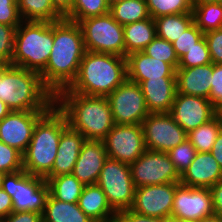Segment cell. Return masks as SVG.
I'll use <instances>...</instances> for the list:
<instances>
[{
  "label": "cell",
  "instance_id": "obj_1",
  "mask_svg": "<svg viewBox=\"0 0 222 222\" xmlns=\"http://www.w3.org/2000/svg\"><path fill=\"white\" fill-rule=\"evenodd\" d=\"M86 52L83 34L78 23L67 19L53 22V47L40 73L43 84L56 95L76 79Z\"/></svg>",
  "mask_w": 222,
  "mask_h": 222
},
{
  "label": "cell",
  "instance_id": "obj_2",
  "mask_svg": "<svg viewBox=\"0 0 222 222\" xmlns=\"http://www.w3.org/2000/svg\"><path fill=\"white\" fill-rule=\"evenodd\" d=\"M54 104L65 115L68 126L86 140L102 141L115 125L106 96L84 95L65 88L55 95Z\"/></svg>",
  "mask_w": 222,
  "mask_h": 222
},
{
  "label": "cell",
  "instance_id": "obj_3",
  "mask_svg": "<svg viewBox=\"0 0 222 222\" xmlns=\"http://www.w3.org/2000/svg\"><path fill=\"white\" fill-rule=\"evenodd\" d=\"M127 79V60L114 54L86 51L70 92L108 96Z\"/></svg>",
  "mask_w": 222,
  "mask_h": 222
},
{
  "label": "cell",
  "instance_id": "obj_4",
  "mask_svg": "<svg viewBox=\"0 0 222 222\" xmlns=\"http://www.w3.org/2000/svg\"><path fill=\"white\" fill-rule=\"evenodd\" d=\"M0 100L11 111H48L55 95L39 73L9 64L0 75Z\"/></svg>",
  "mask_w": 222,
  "mask_h": 222
},
{
  "label": "cell",
  "instance_id": "obj_5",
  "mask_svg": "<svg viewBox=\"0 0 222 222\" xmlns=\"http://www.w3.org/2000/svg\"><path fill=\"white\" fill-rule=\"evenodd\" d=\"M68 127L65 115L55 104L37 121L27 150L23 170L45 178L56 158L61 133Z\"/></svg>",
  "mask_w": 222,
  "mask_h": 222
},
{
  "label": "cell",
  "instance_id": "obj_6",
  "mask_svg": "<svg viewBox=\"0 0 222 222\" xmlns=\"http://www.w3.org/2000/svg\"><path fill=\"white\" fill-rule=\"evenodd\" d=\"M53 47V22L22 21L16 28L13 66L41 73Z\"/></svg>",
  "mask_w": 222,
  "mask_h": 222
},
{
  "label": "cell",
  "instance_id": "obj_7",
  "mask_svg": "<svg viewBox=\"0 0 222 222\" xmlns=\"http://www.w3.org/2000/svg\"><path fill=\"white\" fill-rule=\"evenodd\" d=\"M2 189L11 197L13 211H33L42 214L49 196V187L43 177L20 170L4 174Z\"/></svg>",
  "mask_w": 222,
  "mask_h": 222
},
{
  "label": "cell",
  "instance_id": "obj_8",
  "mask_svg": "<svg viewBox=\"0 0 222 222\" xmlns=\"http://www.w3.org/2000/svg\"><path fill=\"white\" fill-rule=\"evenodd\" d=\"M86 51L125 57L124 29L110 12L78 22Z\"/></svg>",
  "mask_w": 222,
  "mask_h": 222
},
{
  "label": "cell",
  "instance_id": "obj_9",
  "mask_svg": "<svg viewBox=\"0 0 222 222\" xmlns=\"http://www.w3.org/2000/svg\"><path fill=\"white\" fill-rule=\"evenodd\" d=\"M96 184L105 193L109 205L117 214L132 208L136 186L128 164L107 158Z\"/></svg>",
  "mask_w": 222,
  "mask_h": 222
},
{
  "label": "cell",
  "instance_id": "obj_10",
  "mask_svg": "<svg viewBox=\"0 0 222 222\" xmlns=\"http://www.w3.org/2000/svg\"><path fill=\"white\" fill-rule=\"evenodd\" d=\"M107 99L116 125H141L149 115L140 85L128 79L109 94Z\"/></svg>",
  "mask_w": 222,
  "mask_h": 222
},
{
  "label": "cell",
  "instance_id": "obj_11",
  "mask_svg": "<svg viewBox=\"0 0 222 222\" xmlns=\"http://www.w3.org/2000/svg\"><path fill=\"white\" fill-rule=\"evenodd\" d=\"M129 166L131 178L136 188L180 182V175L167 152L146 150Z\"/></svg>",
  "mask_w": 222,
  "mask_h": 222
},
{
  "label": "cell",
  "instance_id": "obj_12",
  "mask_svg": "<svg viewBox=\"0 0 222 222\" xmlns=\"http://www.w3.org/2000/svg\"><path fill=\"white\" fill-rule=\"evenodd\" d=\"M142 128L146 150L168 152L187 139V132L168 113H149Z\"/></svg>",
  "mask_w": 222,
  "mask_h": 222
},
{
  "label": "cell",
  "instance_id": "obj_13",
  "mask_svg": "<svg viewBox=\"0 0 222 222\" xmlns=\"http://www.w3.org/2000/svg\"><path fill=\"white\" fill-rule=\"evenodd\" d=\"M108 158L131 165L145 151L142 125H114L102 140Z\"/></svg>",
  "mask_w": 222,
  "mask_h": 222
},
{
  "label": "cell",
  "instance_id": "obj_14",
  "mask_svg": "<svg viewBox=\"0 0 222 222\" xmlns=\"http://www.w3.org/2000/svg\"><path fill=\"white\" fill-rule=\"evenodd\" d=\"M212 215H215V212L209 188L189 187L182 184L176 187L171 217L199 221Z\"/></svg>",
  "mask_w": 222,
  "mask_h": 222
},
{
  "label": "cell",
  "instance_id": "obj_15",
  "mask_svg": "<svg viewBox=\"0 0 222 222\" xmlns=\"http://www.w3.org/2000/svg\"><path fill=\"white\" fill-rule=\"evenodd\" d=\"M180 182L137 187L132 211L150 217H171L176 187Z\"/></svg>",
  "mask_w": 222,
  "mask_h": 222
},
{
  "label": "cell",
  "instance_id": "obj_16",
  "mask_svg": "<svg viewBox=\"0 0 222 222\" xmlns=\"http://www.w3.org/2000/svg\"><path fill=\"white\" fill-rule=\"evenodd\" d=\"M46 112L11 111L0 121V141L24 154L37 121Z\"/></svg>",
  "mask_w": 222,
  "mask_h": 222
},
{
  "label": "cell",
  "instance_id": "obj_17",
  "mask_svg": "<svg viewBox=\"0 0 222 222\" xmlns=\"http://www.w3.org/2000/svg\"><path fill=\"white\" fill-rule=\"evenodd\" d=\"M169 113L189 133L212 120L215 117V108L209 99L176 92Z\"/></svg>",
  "mask_w": 222,
  "mask_h": 222
},
{
  "label": "cell",
  "instance_id": "obj_18",
  "mask_svg": "<svg viewBox=\"0 0 222 222\" xmlns=\"http://www.w3.org/2000/svg\"><path fill=\"white\" fill-rule=\"evenodd\" d=\"M107 158L102 141L86 140L81 147L72 174L84 185H94Z\"/></svg>",
  "mask_w": 222,
  "mask_h": 222
},
{
  "label": "cell",
  "instance_id": "obj_19",
  "mask_svg": "<svg viewBox=\"0 0 222 222\" xmlns=\"http://www.w3.org/2000/svg\"><path fill=\"white\" fill-rule=\"evenodd\" d=\"M222 180V168L211 152H197L190 166L180 175V184L210 188Z\"/></svg>",
  "mask_w": 222,
  "mask_h": 222
},
{
  "label": "cell",
  "instance_id": "obj_20",
  "mask_svg": "<svg viewBox=\"0 0 222 222\" xmlns=\"http://www.w3.org/2000/svg\"><path fill=\"white\" fill-rule=\"evenodd\" d=\"M127 79L140 84L147 79L176 77V70L168 63L148 56L143 51L134 52L126 57Z\"/></svg>",
  "mask_w": 222,
  "mask_h": 222
},
{
  "label": "cell",
  "instance_id": "obj_21",
  "mask_svg": "<svg viewBox=\"0 0 222 222\" xmlns=\"http://www.w3.org/2000/svg\"><path fill=\"white\" fill-rule=\"evenodd\" d=\"M149 113H168L177 92L176 77L147 79L140 84Z\"/></svg>",
  "mask_w": 222,
  "mask_h": 222
},
{
  "label": "cell",
  "instance_id": "obj_22",
  "mask_svg": "<svg viewBox=\"0 0 222 222\" xmlns=\"http://www.w3.org/2000/svg\"><path fill=\"white\" fill-rule=\"evenodd\" d=\"M213 63L176 69L177 93L209 99Z\"/></svg>",
  "mask_w": 222,
  "mask_h": 222
},
{
  "label": "cell",
  "instance_id": "obj_23",
  "mask_svg": "<svg viewBox=\"0 0 222 222\" xmlns=\"http://www.w3.org/2000/svg\"><path fill=\"white\" fill-rule=\"evenodd\" d=\"M85 137L69 126L61 133L52 171L46 177L71 174L80 154Z\"/></svg>",
  "mask_w": 222,
  "mask_h": 222
},
{
  "label": "cell",
  "instance_id": "obj_24",
  "mask_svg": "<svg viewBox=\"0 0 222 222\" xmlns=\"http://www.w3.org/2000/svg\"><path fill=\"white\" fill-rule=\"evenodd\" d=\"M78 205L94 222L117 221V213L111 208L105 193L97 184L84 186Z\"/></svg>",
  "mask_w": 222,
  "mask_h": 222
},
{
  "label": "cell",
  "instance_id": "obj_25",
  "mask_svg": "<svg viewBox=\"0 0 222 222\" xmlns=\"http://www.w3.org/2000/svg\"><path fill=\"white\" fill-rule=\"evenodd\" d=\"M123 29L125 58L131 53L143 51L157 36L155 20L152 17L124 25Z\"/></svg>",
  "mask_w": 222,
  "mask_h": 222
},
{
  "label": "cell",
  "instance_id": "obj_26",
  "mask_svg": "<svg viewBox=\"0 0 222 222\" xmlns=\"http://www.w3.org/2000/svg\"><path fill=\"white\" fill-rule=\"evenodd\" d=\"M42 222H94L79 207L78 203L62 202L50 194L47 198Z\"/></svg>",
  "mask_w": 222,
  "mask_h": 222
},
{
  "label": "cell",
  "instance_id": "obj_27",
  "mask_svg": "<svg viewBox=\"0 0 222 222\" xmlns=\"http://www.w3.org/2000/svg\"><path fill=\"white\" fill-rule=\"evenodd\" d=\"M49 187V194L62 202L78 203L84 189L81 183L72 173L44 178Z\"/></svg>",
  "mask_w": 222,
  "mask_h": 222
},
{
  "label": "cell",
  "instance_id": "obj_28",
  "mask_svg": "<svg viewBox=\"0 0 222 222\" xmlns=\"http://www.w3.org/2000/svg\"><path fill=\"white\" fill-rule=\"evenodd\" d=\"M22 21L57 22L64 17L54 8L51 0H17Z\"/></svg>",
  "mask_w": 222,
  "mask_h": 222
},
{
  "label": "cell",
  "instance_id": "obj_29",
  "mask_svg": "<svg viewBox=\"0 0 222 222\" xmlns=\"http://www.w3.org/2000/svg\"><path fill=\"white\" fill-rule=\"evenodd\" d=\"M157 37L171 44L193 23L192 13L171 14L155 18Z\"/></svg>",
  "mask_w": 222,
  "mask_h": 222
},
{
  "label": "cell",
  "instance_id": "obj_30",
  "mask_svg": "<svg viewBox=\"0 0 222 222\" xmlns=\"http://www.w3.org/2000/svg\"><path fill=\"white\" fill-rule=\"evenodd\" d=\"M110 13L122 26L151 17L145 0H124L112 5Z\"/></svg>",
  "mask_w": 222,
  "mask_h": 222
},
{
  "label": "cell",
  "instance_id": "obj_31",
  "mask_svg": "<svg viewBox=\"0 0 222 222\" xmlns=\"http://www.w3.org/2000/svg\"><path fill=\"white\" fill-rule=\"evenodd\" d=\"M192 14L195 25L203 33L222 28V2L195 6Z\"/></svg>",
  "mask_w": 222,
  "mask_h": 222
},
{
  "label": "cell",
  "instance_id": "obj_32",
  "mask_svg": "<svg viewBox=\"0 0 222 222\" xmlns=\"http://www.w3.org/2000/svg\"><path fill=\"white\" fill-rule=\"evenodd\" d=\"M222 130L218 119L214 117L209 122L187 133V139L197 152H211L213 144Z\"/></svg>",
  "mask_w": 222,
  "mask_h": 222
},
{
  "label": "cell",
  "instance_id": "obj_33",
  "mask_svg": "<svg viewBox=\"0 0 222 222\" xmlns=\"http://www.w3.org/2000/svg\"><path fill=\"white\" fill-rule=\"evenodd\" d=\"M108 12H110V7L106 0H73L71 12L65 19L78 23Z\"/></svg>",
  "mask_w": 222,
  "mask_h": 222
},
{
  "label": "cell",
  "instance_id": "obj_34",
  "mask_svg": "<svg viewBox=\"0 0 222 222\" xmlns=\"http://www.w3.org/2000/svg\"><path fill=\"white\" fill-rule=\"evenodd\" d=\"M150 16L155 19L165 15L192 13L191 0H145Z\"/></svg>",
  "mask_w": 222,
  "mask_h": 222
},
{
  "label": "cell",
  "instance_id": "obj_35",
  "mask_svg": "<svg viewBox=\"0 0 222 222\" xmlns=\"http://www.w3.org/2000/svg\"><path fill=\"white\" fill-rule=\"evenodd\" d=\"M148 56L170 64L175 70L179 64V58L173 48V45L159 37H155L143 50Z\"/></svg>",
  "mask_w": 222,
  "mask_h": 222
},
{
  "label": "cell",
  "instance_id": "obj_36",
  "mask_svg": "<svg viewBox=\"0 0 222 222\" xmlns=\"http://www.w3.org/2000/svg\"><path fill=\"white\" fill-rule=\"evenodd\" d=\"M210 63L212 62L208 46L205 37H203L195 44L193 48H191L179 59V64L177 68H192L207 65Z\"/></svg>",
  "mask_w": 222,
  "mask_h": 222
},
{
  "label": "cell",
  "instance_id": "obj_37",
  "mask_svg": "<svg viewBox=\"0 0 222 222\" xmlns=\"http://www.w3.org/2000/svg\"><path fill=\"white\" fill-rule=\"evenodd\" d=\"M196 153L195 147L188 139L167 152L179 175L190 166Z\"/></svg>",
  "mask_w": 222,
  "mask_h": 222
},
{
  "label": "cell",
  "instance_id": "obj_38",
  "mask_svg": "<svg viewBox=\"0 0 222 222\" xmlns=\"http://www.w3.org/2000/svg\"><path fill=\"white\" fill-rule=\"evenodd\" d=\"M23 170V154L0 141V172L14 173Z\"/></svg>",
  "mask_w": 222,
  "mask_h": 222
},
{
  "label": "cell",
  "instance_id": "obj_39",
  "mask_svg": "<svg viewBox=\"0 0 222 222\" xmlns=\"http://www.w3.org/2000/svg\"><path fill=\"white\" fill-rule=\"evenodd\" d=\"M203 37L204 33L193 23L172 43L178 58L186 54Z\"/></svg>",
  "mask_w": 222,
  "mask_h": 222
},
{
  "label": "cell",
  "instance_id": "obj_40",
  "mask_svg": "<svg viewBox=\"0 0 222 222\" xmlns=\"http://www.w3.org/2000/svg\"><path fill=\"white\" fill-rule=\"evenodd\" d=\"M18 26L0 24V57L11 64L14 53V37Z\"/></svg>",
  "mask_w": 222,
  "mask_h": 222
},
{
  "label": "cell",
  "instance_id": "obj_41",
  "mask_svg": "<svg viewBox=\"0 0 222 222\" xmlns=\"http://www.w3.org/2000/svg\"><path fill=\"white\" fill-rule=\"evenodd\" d=\"M21 22L17 0H0V24L19 26Z\"/></svg>",
  "mask_w": 222,
  "mask_h": 222
},
{
  "label": "cell",
  "instance_id": "obj_42",
  "mask_svg": "<svg viewBox=\"0 0 222 222\" xmlns=\"http://www.w3.org/2000/svg\"><path fill=\"white\" fill-rule=\"evenodd\" d=\"M211 62L222 64V28L204 33Z\"/></svg>",
  "mask_w": 222,
  "mask_h": 222
},
{
  "label": "cell",
  "instance_id": "obj_43",
  "mask_svg": "<svg viewBox=\"0 0 222 222\" xmlns=\"http://www.w3.org/2000/svg\"><path fill=\"white\" fill-rule=\"evenodd\" d=\"M209 100L214 108L222 105V64H213Z\"/></svg>",
  "mask_w": 222,
  "mask_h": 222
},
{
  "label": "cell",
  "instance_id": "obj_44",
  "mask_svg": "<svg viewBox=\"0 0 222 222\" xmlns=\"http://www.w3.org/2000/svg\"><path fill=\"white\" fill-rule=\"evenodd\" d=\"M117 222H164V218L145 216L127 209L117 214Z\"/></svg>",
  "mask_w": 222,
  "mask_h": 222
},
{
  "label": "cell",
  "instance_id": "obj_45",
  "mask_svg": "<svg viewBox=\"0 0 222 222\" xmlns=\"http://www.w3.org/2000/svg\"><path fill=\"white\" fill-rule=\"evenodd\" d=\"M4 222H42V214L33 211H12L3 219Z\"/></svg>",
  "mask_w": 222,
  "mask_h": 222
},
{
  "label": "cell",
  "instance_id": "obj_46",
  "mask_svg": "<svg viewBox=\"0 0 222 222\" xmlns=\"http://www.w3.org/2000/svg\"><path fill=\"white\" fill-rule=\"evenodd\" d=\"M212 196L215 215L222 218V180L209 188Z\"/></svg>",
  "mask_w": 222,
  "mask_h": 222
},
{
  "label": "cell",
  "instance_id": "obj_47",
  "mask_svg": "<svg viewBox=\"0 0 222 222\" xmlns=\"http://www.w3.org/2000/svg\"><path fill=\"white\" fill-rule=\"evenodd\" d=\"M13 211L11 197L1 188L0 189V219H4Z\"/></svg>",
  "mask_w": 222,
  "mask_h": 222
},
{
  "label": "cell",
  "instance_id": "obj_48",
  "mask_svg": "<svg viewBox=\"0 0 222 222\" xmlns=\"http://www.w3.org/2000/svg\"><path fill=\"white\" fill-rule=\"evenodd\" d=\"M51 2L64 18L71 12L73 0H51Z\"/></svg>",
  "mask_w": 222,
  "mask_h": 222
},
{
  "label": "cell",
  "instance_id": "obj_49",
  "mask_svg": "<svg viewBox=\"0 0 222 222\" xmlns=\"http://www.w3.org/2000/svg\"><path fill=\"white\" fill-rule=\"evenodd\" d=\"M211 153L222 168V130L219 132L213 144Z\"/></svg>",
  "mask_w": 222,
  "mask_h": 222
},
{
  "label": "cell",
  "instance_id": "obj_50",
  "mask_svg": "<svg viewBox=\"0 0 222 222\" xmlns=\"http://www.w3.org/2000/svg\"><path fill=\"white\" fill-rule=\"evenodd\" d=\"M11 112V110L9 109V107L0 100V121L9 113Z\"/></svg>",
  "mask_w": 222,
  "mask_h": 222
},
{
  "label": "cell",
  "instance_id": "obj_51",
  "mask_svg": "<svg viewBox=\"0 0 222 222\" xmlns=\"http://www.w3.org/2000/svg\"><path fill=\"white\" fill-rule=\"evenodd\" d=\"M222 0H191L192 8L199 5H204L208 3H220Z\"/></svg>",
  "mask_w": 222,
  "mask_h": 222
},
{
  "label": "cell",
  "instance_id": "obj_52",
  "mask_svg": "<svg viewBox=\"0 0 222 222\" xmlns=\"http://www.w3.org/2000/svg\"><path fill=\"white\" fill-rule=\"evenodd\" d=\"M199 222H222V218L218 215H212L202 220H199Z\"/></svg>",
  "mask_w": 222,
  "mask_h": 222
},
{
  "label": "cell",
  "instance_id": "obj_53",
  "mask_svg": "<svg viewBox=\"0 0 222 222\" xmlns=\"http://www.w3.org/2000/svg\"><path fill=\"white\" fill-rule=\"evenodd\" d=\"M215 117L218 119L220 127L222 128V105L215 108Z\"/></svg>",
  "mask_w": 222,
  "mask_h": 222
},
{
  "label": "cell",
  "instance_id": "obj_54",
  "mask_svg": "<svg viewBox=\"0 0 222 222\" xmlns=\"http://www.w3.org/2000/svg\"><path fill=\"white\" fill-rule=\"evenodd\" d=\"M9 63L0 57V75L8 67Z\"/></svg>",
  "mask_w": 222,
  "mask_h": 222
},
{
  "label": "cell",
  "instance_id": "obj_55",
  "mask_svg": "<svg viewBox=\"0 0 222 222\" xmlns=\"http://www.w3.org/2000/svg\"><path fill=\"white\" fill-rule=\"evenodd\" d=\"M164 222H180V220L173 217H167L164 218Z\"/></svg>",
  "mask_w": 222,
  "mask_h": 222
},
{
  "label": "cell",
  "instance_id": "obj_56",
  "mask_svg": "<svg viewBox=\"0 0 222 222\" xmlns=\"http://www.w3.org/2000/svg\"><path fill=\"white\" fill-rule=\"evenodd\" d=\"M109 7H111L112 5L116 4V3H119V2H122L124 0H106Z\"/></svg>",
  "mask_w": 222,
  "mask_h": 222
},
{
  "label": "cell",
  "instance_id": "obj_57",
  "mask_svg": "<svg viewBox=\"0 0 222 222\" xmlns=\"http://www.w3.org/2000/svg\"><path fill=\"white\" fill-rule=\"evenodd\" d=\"M4 173L0 172V189L2 188V179H3Z\"/></svg>",
  "mask_w": 222,
  "mask_h": 222
},
{
  "label": "cell",
  "instance_id": "obj_58",
  "mask_svg": "<svg viewBox=\"0 0 222 222\" xmlns=\"http://www.w3.org/2000/svg\"><path fill=\"white\" fill-rule=\"evenodd\" d=\"M180 222H199V221H195V220H180Z\"/></svg>",
  "mask_w": 222,
  "mask_h": 222
}]
</instances>
